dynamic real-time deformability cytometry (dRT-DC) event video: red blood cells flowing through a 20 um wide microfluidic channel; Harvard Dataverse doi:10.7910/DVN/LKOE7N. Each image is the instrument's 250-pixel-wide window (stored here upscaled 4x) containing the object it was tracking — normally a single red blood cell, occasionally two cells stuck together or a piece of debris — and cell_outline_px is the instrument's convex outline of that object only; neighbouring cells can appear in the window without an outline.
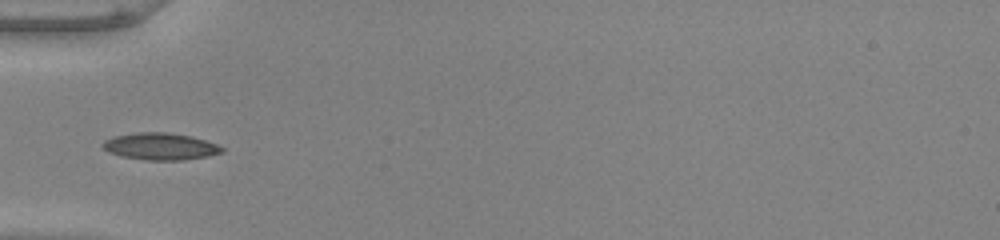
{"species": "common noctule bat (a hibernating species)", "species_latin": "Nyctalus noctula", "temperature_condition": "warm", "stored_images_in_passage": 35, "camera_frame_rate_fps": 3000, "um_per_image_px": 0.085, "animal": {"sex": "male", "body_mass_g": 20.0, "forearm_length_mm": 53.3}, "frame": {"image": 1, "passage_image": 1, "time_ms": 0.0, "image_size_px": [1000, 240], "cell_outline_px": [[224, 152], [208, 156], [184, 160], [144, 160], [120, 156], [108, 152], [100, 144], [104, 140], [112, 136], [136, 132], [168, 132], [192, 136], [216, 144], [224, 148]], "centroid_in_image_um": [13.6, 12.44], "position_along_channel_um": 71.4, "area_um2": 18.96}}
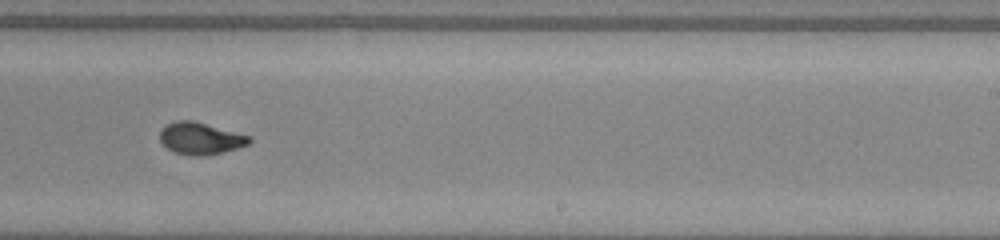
{"frame": {"image": 2, "passage_image": 16, "time_ms": 5.0, "image_size_px": [1000, 240], "cell_outline_px": [[252, 140], [248, 144], [224, 152], [204, 156], [192, 156], [172, 152], [160, 140], [160, 132], [168, 124], [176, 120], [192, 120], [248, 136]], "centroid_in_image_um": [17.01, 11.78], "position_along_channel_um": 272.0, "area_um2": 16.36}}
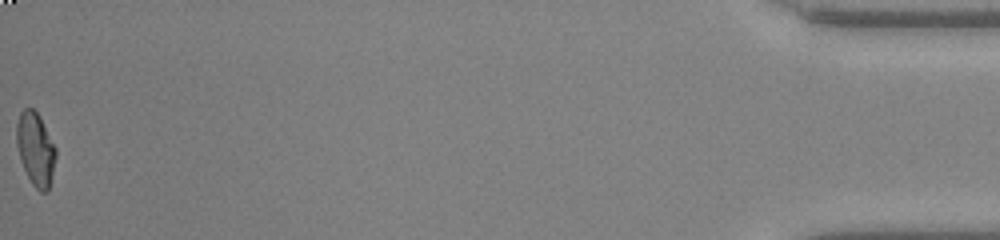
{"frame": {"image": 3, "passage_image": 35, "time_ms": 11.333, "image_size_px": [1000, 240], "cell_outline_px": [[56, 156], [52, 176], [48, 192], [40, 192], [32, 184], [20, 160], [16, 144], [16, 124], [20, 112], [24, 108], [32, 108], [40, 116], [56, 148]], "centroid_in_image_um": [3.02, 12.66], "position_along_channel_um": 432.2, "area_um2": 16.82}, "authors_computed_cell_mechanics": {"area_um2": 16.7042, "velocity_mm_per_s": 4.0119, "shape_relaxation_time_tau1_ms": 4.0311, "shape_relaxation_time_tau2_ms": 0.9623, "deformation_change_tau1": 0.1937, "deformation_change_tau2": 0.048}}